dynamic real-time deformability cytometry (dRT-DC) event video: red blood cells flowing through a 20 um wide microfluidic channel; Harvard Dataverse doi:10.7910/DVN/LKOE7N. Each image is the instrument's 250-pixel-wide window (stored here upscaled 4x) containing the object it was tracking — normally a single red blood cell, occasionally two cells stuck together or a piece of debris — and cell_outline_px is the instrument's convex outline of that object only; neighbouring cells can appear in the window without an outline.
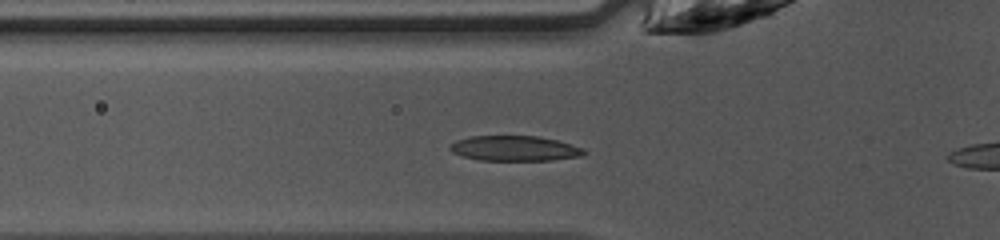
{"species": "common noctule bat (a hibernating species)", "species_latin": "Nyctalus noctula", "temperature_condition": "warm", "stored_images_in_passage": 13, "camera_frame_rate_fps": 3000, "um_per_image_px": 0.085, "animal": {"sex": "female", "body_mass_g": 10.0, "forearm_length_mm": 53.1}, "frame": {"image": 1, "passage_image": 11, "time_ms": 3.333, "image_size_px": [1000, 240], "cell_outline_px": [[588, 152], [580, 156], [552, 160], [480, 160], [464, 156], [452, 152], [448, 148], [456, 140], [472, 136], [540, 136], [572, 144], [584, 148]], "centroid_in_image_um": [43.78, 12.61], "position_along_channel_um": 82.0, "area_um2": 19.59}}